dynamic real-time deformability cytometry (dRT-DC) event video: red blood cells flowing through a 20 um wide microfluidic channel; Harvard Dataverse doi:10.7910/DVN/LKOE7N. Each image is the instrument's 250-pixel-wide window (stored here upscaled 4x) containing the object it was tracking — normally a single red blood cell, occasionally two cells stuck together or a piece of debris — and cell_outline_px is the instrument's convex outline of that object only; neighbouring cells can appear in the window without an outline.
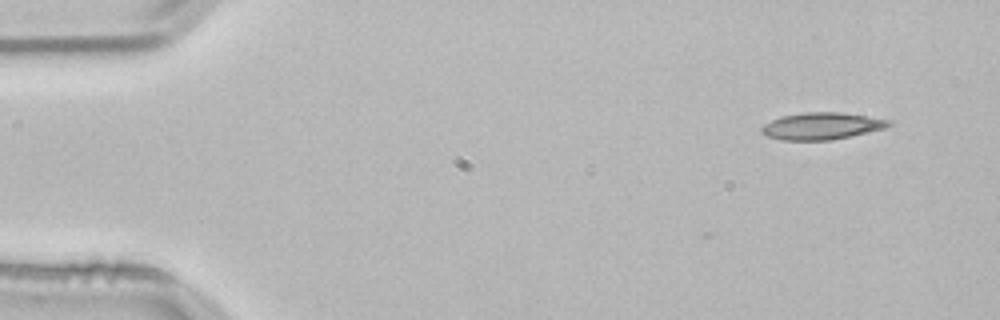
{"species": "common noctule bat (a hibernating species)", "species_latin": "Nyctalus noctula", "temperature_condition": "room temperature", "stored_images_in_passage": 14, "camera_frame_rate_fps": 3000, "um_per_image_px": 0.085, "animal": {"sex": "male", "body_mass_g": 21.5, "forearm_length_mm": 52.0}, "frame": {"image": 1, "passage_image": 1, "time_ms": 0.0, "image_size_px": [1000, 320], "cell_outline_px": [[896, 124], [884, 128], [868, 132], [832, 140], [780, 140], [768, 136], [760, 132], [760, 128], [764, 124], [780, 116], [804, 112], [840, 112], [892, 120]], "centroid_in_image_um": [69.85, 10.71], "position_along_channel_um": 15.1, "area_um2": 20.11}}
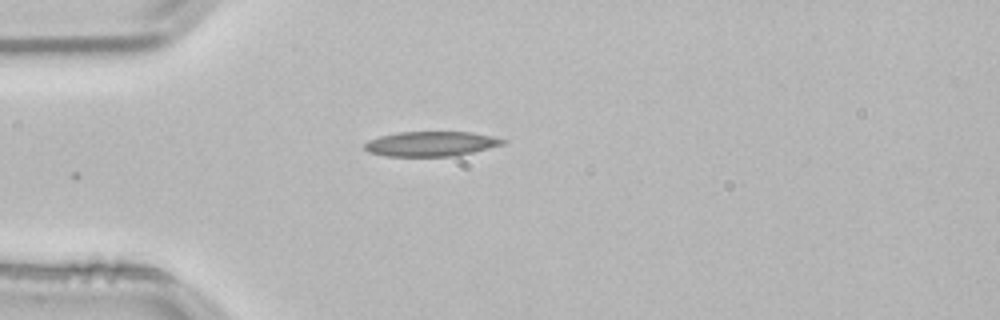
{"frame": {"image": 2, "passage_image": 11, "time_ms": 3.333, "image_size_px": [1000, 320], "cell_outline_px": [[508, 140], [504, 144], [472, 152], [452, 156], [384, 156], [368, 152], [364, 148], [364, 144], [368, 140], [380, 136], [400, 132], [472, 132], [492, 136]], "centroid_in_image_um": [36.62, 12.22], "position_along_channel_um": 48.4, "area_um2": 19.94}}